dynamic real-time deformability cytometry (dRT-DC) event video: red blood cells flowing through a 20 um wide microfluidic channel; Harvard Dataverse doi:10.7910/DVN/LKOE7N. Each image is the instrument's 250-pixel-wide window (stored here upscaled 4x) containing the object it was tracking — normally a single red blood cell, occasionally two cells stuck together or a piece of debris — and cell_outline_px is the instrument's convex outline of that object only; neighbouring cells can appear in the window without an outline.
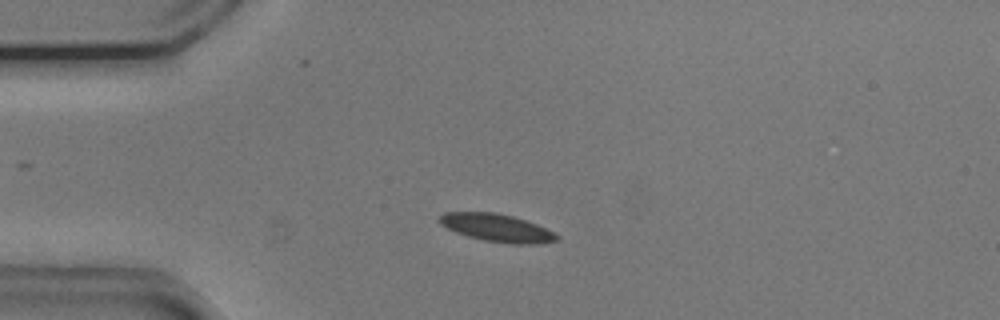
{"species": "common noctule bat (a hibernating species)", "species_latin": "Nyctalus noctula", "temperature_condition": "cold", "stored_images_in_passage": 51, "camera_frame_rate_fps": 3000, "um_per_image_px": 0.085, "animal": {"sex": "male", "body_mass_g": 20.5, "forearm_length_mm": 52.5}, "frame": {"image": 1, "passage_image": 10, "time_ms": 3.0, "image_size_px": [1000, 320], "cell_outline_px": [[560, 240], [540, 244], [512, 244], [484, 240], [468, 236], [456, 232], [440, 224], [440, 216], [444, 212], [496, 212], [512, 216], [536, 224], [560, 236]], "centroid_in_image_um": [42.26, 19.37], "position_along_channel_um": 42.7, "area_um2": 18.84}}
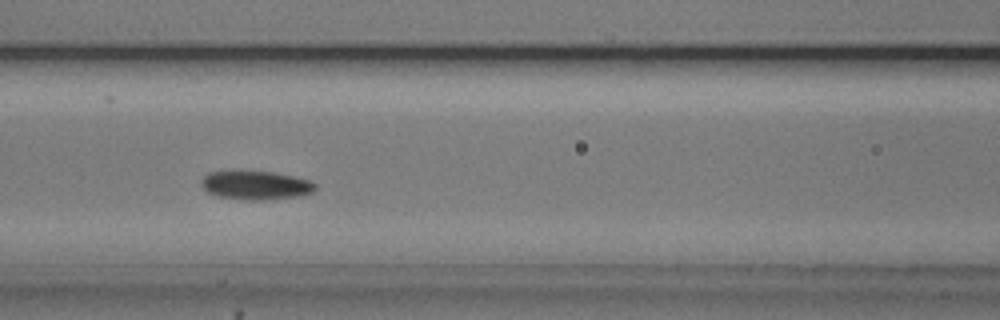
{"frame": {"image": 2, "passage_image": 20, "time_ms": 6.333, "image_size_px": [1000, 320], "cell_outline_px": [[316, 188], [312, 192], [296, 196], [264, 200], [240, 200], [216, 196], [208, 192], [200, 184], [200, 180], [208, 172], [228, 168], [236, 168], [272, 172], [292, 176], [308, 180], [316, 184]], "centroid_in_image_um": [21.61, 15.7], "position_along_channel_um": 145.0, "area_um2": 19.88}}
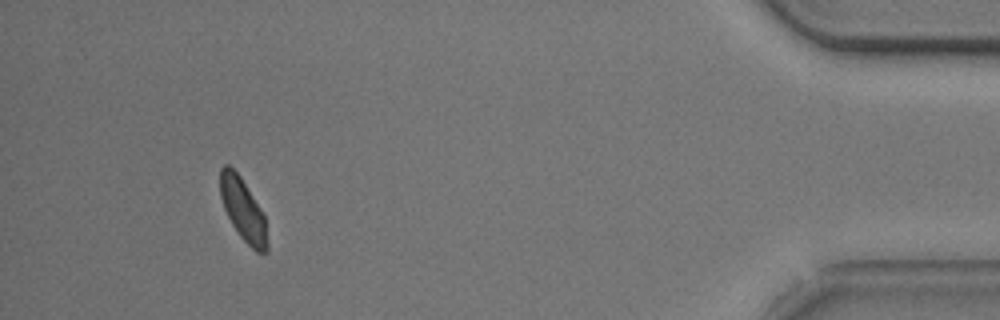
{"frame": {"image": 3, "passage_image": 47, "time_ms": 15.333, "image_size_px": [1000, 320], "cell_outline_px": [[268, 252], [256, 252], [240, 236], [232, 224], [224, 208], [220, 196], [220, 168], [224, 164], [228, 164], [240, 176], [264, 216], [268, 244]], "centroid_in_image_um": [20.64, 17.83], "position_along_channel_um": 414.6, "area_um2": 16.76}, "authors_computed_cell_mechanics": {"area_um2": 18.2648, "velocity_mm_per_s": 3.7218, "shape_relaxation_time_tau1_ms": 4.3219, "shape_relaxation_time_tau2_ms": null, "deformation_change_tau1": 0.0802, "deformation_change_tau2": null}}